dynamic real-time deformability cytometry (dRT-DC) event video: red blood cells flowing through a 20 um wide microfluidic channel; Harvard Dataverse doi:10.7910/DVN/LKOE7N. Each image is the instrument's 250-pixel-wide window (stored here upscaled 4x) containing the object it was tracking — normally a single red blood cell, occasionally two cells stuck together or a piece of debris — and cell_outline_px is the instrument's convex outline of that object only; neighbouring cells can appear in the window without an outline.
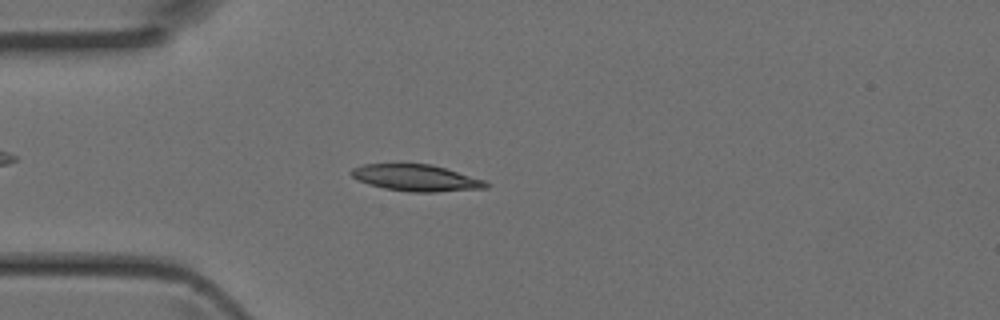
{"species": "Egyptian fruit bat (a non-hibernating species)", "species_latin": "Rousettus aegyptiacus", "temperature_condition": "room temperature", "stored_images_in_passage": 39, "camera_frame_rate_fps": 3000, "um_per_image_px": 0.085, "animal": {"sex": "female"}, "frame": {"image": 1, "passage_image": 11, "time_ms": 3.333, "image_size_px": [1000, 320], "cell_outline_px": [[488, 188], [436, 192], [412, 192], [384, 188], [368, 184], [352, 176], [348, 172], [352, 168], [364, 164], [400, 160], [432, 164], [488, 180]], "centroid_in_image_um": [35.35, 15.06], "position_along_channel_um": 49.6, "area_um2": 21.96}}
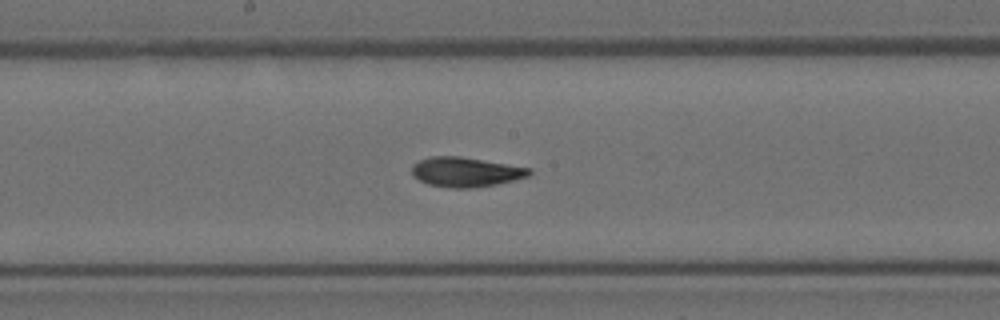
{"frame": {"image": 2, "passage_image": 22, "time_ms": 7.0, "image_size_px": [1000, 320], "cell_outline_px": [[532, 172], [528, 176], [496, 184], [472, 188], [452, 188], [428, 184], [412, 176], [412, 164], [420, 160], [432, 156], [460, 156], [532, 168]], "centroid_in_image_um": [39.57, 14.61], "position_along_channel_um": 208.6, "area_um2": 20.23}}
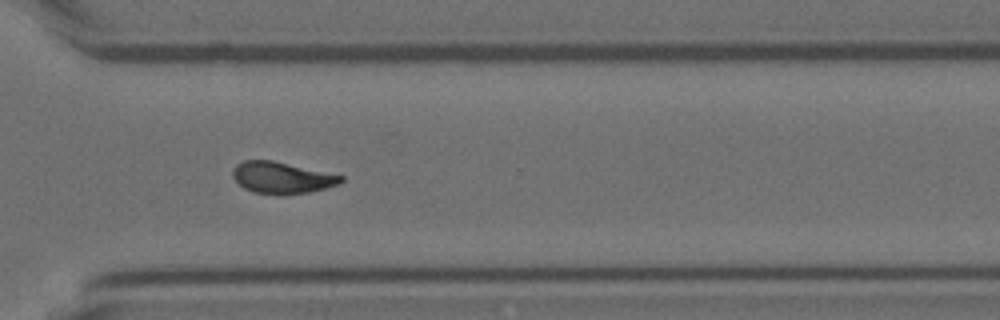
{"frame": {"image": 3, "passage_image": 31, "time_ms": 10.0, "image_size_px": [1000, 320], "cell_outline_px": [[344, 180], [336, 184], [324, 188], [308, 192], [252, 192], [244, 188], [232, 176], [232, 172], [236, 164], [244, 160], [272, 160], [344, 176]], "centroid_in_image_um": [23.92, 15.06], "position_along_channel_um": 346.7, "area_um2": 19.07}}